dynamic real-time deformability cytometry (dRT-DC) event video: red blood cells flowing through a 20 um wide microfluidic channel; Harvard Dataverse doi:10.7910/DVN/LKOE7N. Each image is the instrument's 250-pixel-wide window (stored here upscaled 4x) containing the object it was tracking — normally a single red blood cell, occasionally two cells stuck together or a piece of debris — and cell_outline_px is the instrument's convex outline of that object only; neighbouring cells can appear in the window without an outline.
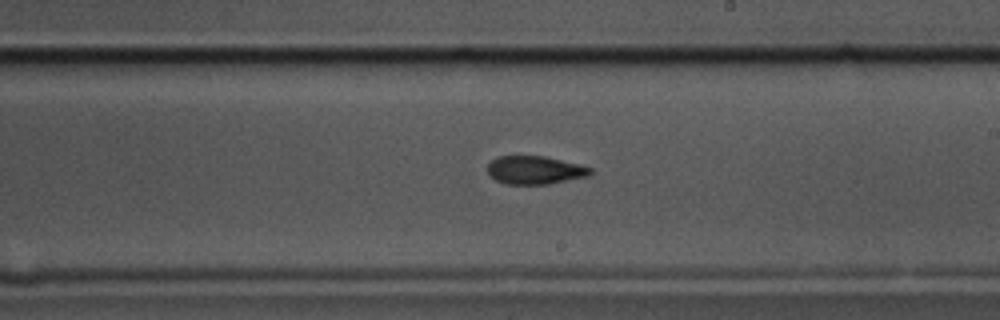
{"species": "common noctule bat (a hibernating species)", "species_latin": "Nyctalus noctula", "temperature_condition": "cold", "stored_images_in_passage": 51, "camera_frame_rate_fps": 3000, "um_per_image_px": 0.085, "animal": {"sex": "male", "body_mass_g": 17.5, "forearm_length_mm": 52.3}, "frame": {"image": 1, "passage_image": 33, "time_ms": 10.667, "image_size_px": [1000, 320], "cell_outline_px": [[592, 172], [588, 176], [548, 184], [504, 184], [496, 180], [488, 172], [488, 164], [492, 160], [500, 156], [544, 156], [580, 164], [592, 168]], "centroid_in_image_um": [45.48, 14.46], "position_along_channel_um": 243.5, "area_um2": 16.82}}
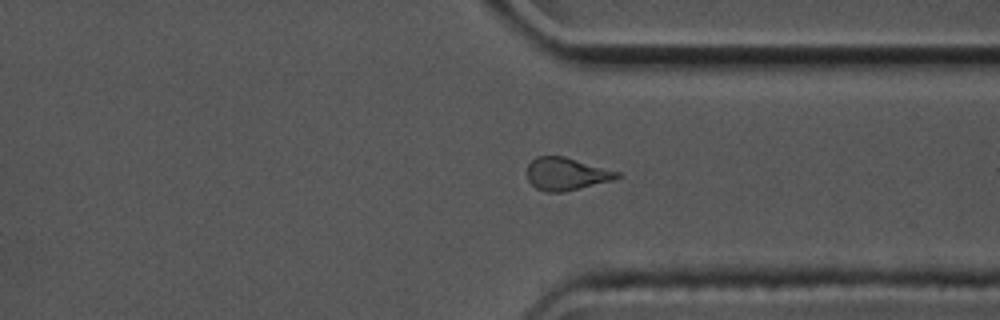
{"frame": {"image": 2, "passage_image": 43, "time_ms": 14.0, "image_size_px": [1000, 320], "cell_outline_px": [[620, 176], [612, 180], [564, 192], [544, 192], [536, 188], [528, 180], [528, 164], [536, 156], [564, 156], [620, 172]], "centroid_in_image_um": [48.12, 14.78], "position_along_channel_um": 363.3, "area_um2": 16.99}}
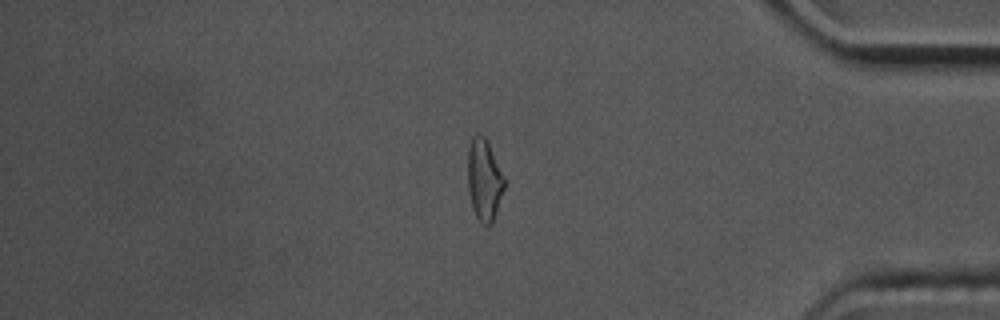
{"frame": {"image": 3, "passage_image": 48, "time_ms": 15.667, "image_size_px": [1000, 320], "cell_outline_px": [[504, 188], [492, 224], [484, 224], [476, 216], [472, 208], [468, 192], [468, 148], [472, 136], [484, 136], [488, 140], [504, 176]], "centroid_in_image_um": [41.15, 15.26], "position_along_channel_um": 394.1, "area_um2": 17.28}}